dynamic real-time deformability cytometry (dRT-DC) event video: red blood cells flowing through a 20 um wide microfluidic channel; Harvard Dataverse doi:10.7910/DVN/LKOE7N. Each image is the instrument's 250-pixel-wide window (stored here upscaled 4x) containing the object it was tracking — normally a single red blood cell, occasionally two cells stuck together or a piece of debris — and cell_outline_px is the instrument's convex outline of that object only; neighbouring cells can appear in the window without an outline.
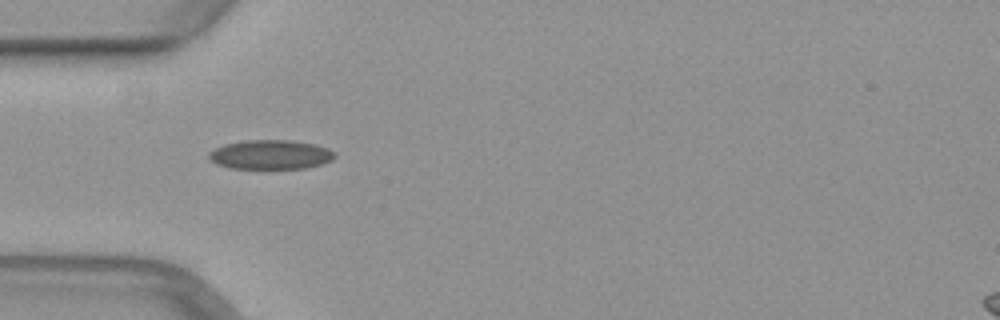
{"species": "common noctule bat (a hibernating species)", "species_latin": "Nyctalus noctula", "temperature_condition": "warm", "stored_images_in_passage": 32, "camera_frame_rate_fps": 3000, "um_per_image_px": 0.085, "animal": {"sex": "female", "body_mass_g": 29.2, "forearm_length_mm": 56.3}, "frame": {"image": 1, "passage_image": 1, "time_ms": 0.0, "image_size_px": [1000, 320], "cell_outline_px": [[336, 156], [332, 160], [320, 164], [304, 168], [228, 168], [216, 164], [208, 160], [208, 152], [224, 144], [244, 140], [292, 140], [316, 144], [328, 148], [336, 152]], "centroid_in_image_um": [22.98, 13.13], "position_along_channel_um": 62.0, "area_um2": 21.68}}
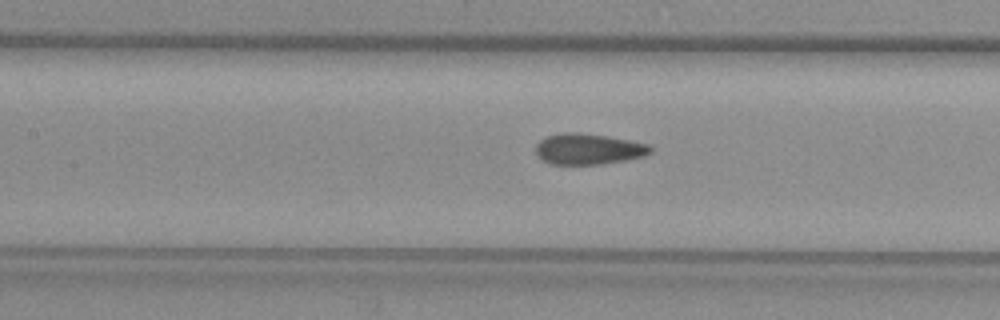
{"frame": {"image": 2, "passage_image": 8, "time_ms": 2.333, "image_size_px": [1000, 320], "cell_outline_px": [[652, 152], [644, 156], [624, 160], [600, 164], [552, 164], [544, 160], [536, 152], [536, 144], [540, 140], [548, 136], [564, 132], [576, 132], [608, 136], [652, 144]], "centroid_in_image_um": [50.06, 12.65], "position_along_channel_um": 157.3, "area_um2": 20.58}}
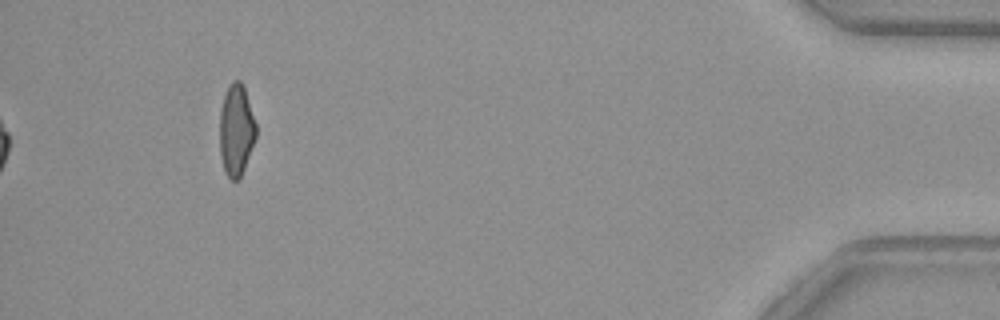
{"frame": {"image": 3, "passage_image": 32, "time_ms": 10.333, "image_size_px": [1000, 320], "cell_outline_px": [[256, 136], [244, 168], [240, 176], [236, 180], [232, 180], [228, 176], [224, 168], [220, 156], [220, 112], [224, 96], [228, 84], [232, 80], [240, 80], [244, 84], [256, 124]], "centroid_in_image_um": [20.08, 10.99], "position_along_channel_um": 415.1, "area_um2": 19.31}}